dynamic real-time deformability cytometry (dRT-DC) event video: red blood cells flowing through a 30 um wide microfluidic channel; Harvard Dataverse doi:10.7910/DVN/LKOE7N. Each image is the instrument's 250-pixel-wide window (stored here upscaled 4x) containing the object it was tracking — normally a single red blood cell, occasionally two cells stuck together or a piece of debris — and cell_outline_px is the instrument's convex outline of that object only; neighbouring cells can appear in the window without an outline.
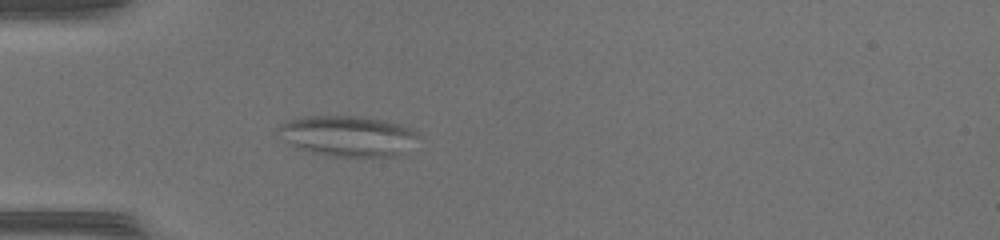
{"species": "common noctule bat (a hibernating species)", "species_latin": "Nyctalus noctula", "temperature_condition": "warm", "stored_images_in_passage": 51, "camera_frame_rate_fps": 3000, "um_per_image_px": 0.085, "animal": {"sex": "female", "body_mass_g": 17.0, "forearm_length_mm": 48.0}, "frame": {"image": 1, "passage_image": 17, "time_ms": 5.333, "image_size_px": [1000, 240], "cell_outline_px": [[420, 136], [404, 152], [392, 156], [328, 156], [312, 152], [288, 144], [272, 136], [276, 128], [280, 124], [288, 120], [300, 116], [368, 116], [388, 120], [412, 128]], "centroid_in_image_um": [29.47, 11.53], "position_along_channel_um": 55.5, "area_um2": 33.87}}
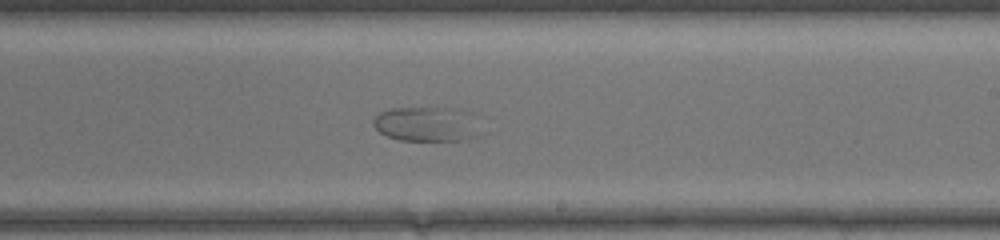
{"frame": {"image": 2, "passage_image": 32, "time_ms": 10.333, "image_size_px": [1000, 240], "cell_outline_px": [[472, 112], [460, 140], [400, 140], [388, 136], [380, 132], [372, 124], [372, 120], [380, 112], [388, 108], [464, 108]], "centroid_in_image_um": [35.94, 10.48], "position_along_channel_um": 253.1, "area_um2": 20.0}}
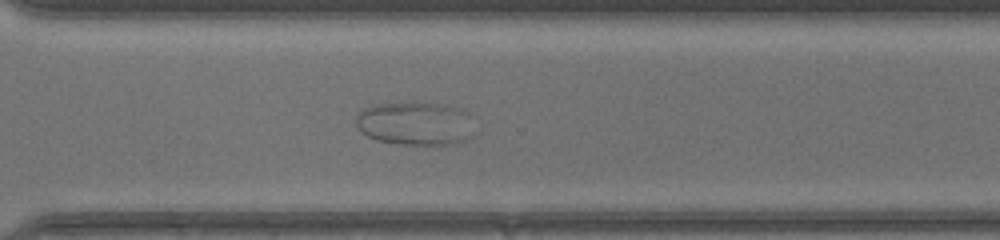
{"frame": {"image": 3, "passage_image": 38, "time_ms": 12.333, "image_size_px": [1000, 240], "cell_outline_px": [[472, 136], [460, 144], [400, 144], [376, 140], [368, 136], [356, 124], [356, 116], [364, 108], [372, 104], [444, 104], [460, 108], [468, 112], [472, 116]], "centroid_in_image_um": [35.36, 10.51], "position_along_channel_um": 335.2, "area_um2": 29.82}}